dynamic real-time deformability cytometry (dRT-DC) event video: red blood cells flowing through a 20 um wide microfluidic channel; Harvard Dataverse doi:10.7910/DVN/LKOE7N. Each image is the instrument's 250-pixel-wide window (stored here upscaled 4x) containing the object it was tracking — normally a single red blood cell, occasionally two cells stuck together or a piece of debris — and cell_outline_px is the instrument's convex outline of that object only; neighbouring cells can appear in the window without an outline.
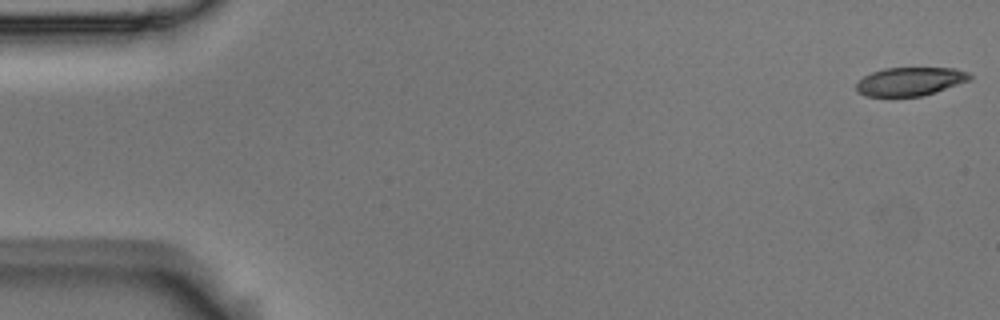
{"species": "Egyptian fruit bat (a non-hibernating species)", "species_latin": "Rousettus aegyptiacus", "temperature_condition": "room temperature", "stored_images_in_passage": 16, "camera_frame_rate_fps": 3000, "um_per_image_px": 0.085, "animal": {"sex": "male"}, "frame": {"image": 1, "passage_image": 1, "time_ms": 0.0, "image_size_px": [1000, 320], "cell_outline_px": [[972, 80], [936, 92], [920, 96], [864, 96], [856, 88], [856, 84], [864, 76], [872, 72], [884, 68], [956, 68], [968, 72], [972, 76]], "centroid_in_image_um": [77.41, 6.92], "position_along_channel_um": 7.6, "area_um2": 18.84}}
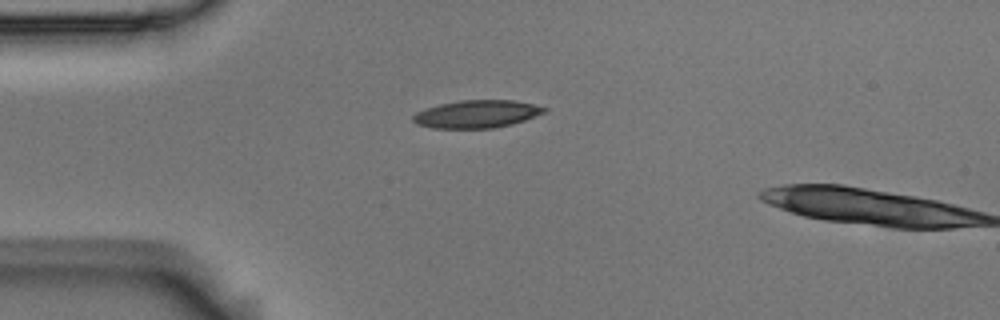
{"frame": {"image": 2, "passage_image": 14, "time_ms": 4.333, "image_size_px": [1000, 320], "cell_outline_px": [[548, 112], [512, 124], [492, 128], [432, 128], [416, 124], [412, 120], [412, 116], [416, 112], [440, 104], [460, 100], [512, 100], [532, 104], [548, 108]], "centroid_in_image_um": [40.54, 9.69], "position_along_channel_um": 44.5, "area_um2": 21.15}}